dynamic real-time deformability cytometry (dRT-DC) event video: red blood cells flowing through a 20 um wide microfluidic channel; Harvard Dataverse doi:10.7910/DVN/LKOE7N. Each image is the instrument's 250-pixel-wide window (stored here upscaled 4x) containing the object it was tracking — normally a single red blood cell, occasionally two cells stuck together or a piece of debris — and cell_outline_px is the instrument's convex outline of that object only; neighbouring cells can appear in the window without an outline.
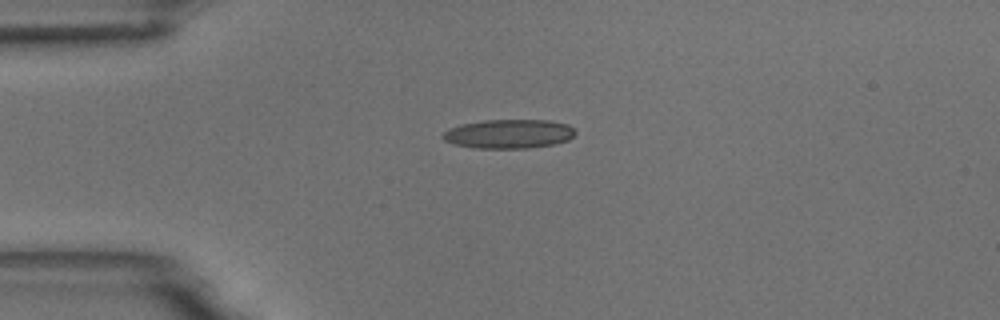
{"species": "common noctule bat (a hibernating species)", "species_latin": "Nyctalus noctula", "temperature_condition": "room temperature", "stored_images_in_passage": 42, "camera_frame_rate_fps": 3000, "um_per_image_px": 0.085, "animal": {"sex": "male", "body_mass_g": 18.8}, "frame": {"image": 1, "passage_image": 1, "time_ms": 0.0, "image_size_px": [1000, 320], "cell_outline_px": [[576, 132], [568, 140], [556, 144], [528, 148], [476, 148], [452, 144], [444, 140], [440, 136], [448, 128], [464, 124], [484, 120], [548, 120], [568, 124]], "centroid_in_image_um": [43.24, 11.38], "position_along_channel_um": 41.8, "area_um2": 22.48}}
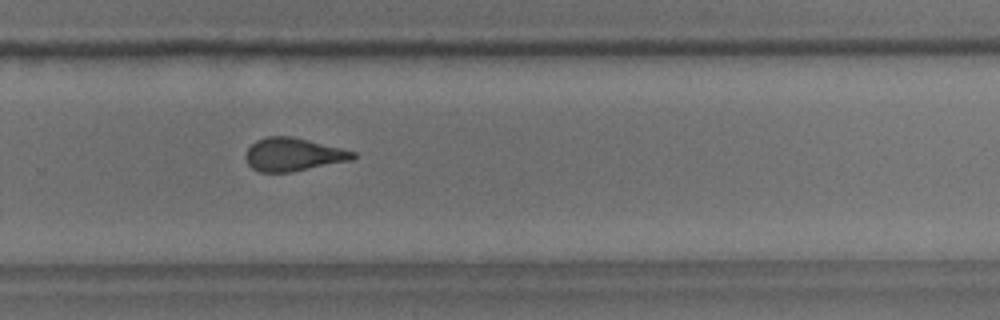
{"frame": {"image": 2, "passage_image": 24, "time_ms": 7.667, "image_size_px": [1000, 320], "cell_outline_px": [[356, 156], [352, 160], [292, 172], [260, 172], [252, 168], [248, 164], [244, 156], [248, 148], [256, 140], [268, 136], [292, 136], [356, 152]], "centroid_in_image_um": [24.9, 13.14], "position_along_channel_um": 304.9, "area_um2": 20.69}}
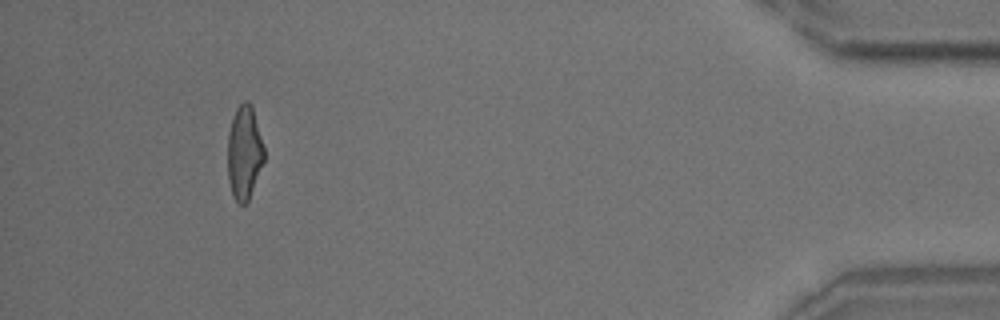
{"frame": {"image": 3, "passage_image": 38, "time_ms": 12.333, "image_size_px": [1000, 320], "cell_outline_px": [[264, 160], [248, 200], [244, 204], [240, 204], [232, 196], [228, 180], [228, 132], [236, 108], [244, 100], [248, 100], [252, 104], [264, 148]], "centroid_in_image_um": [20.76, 12.94], "position_along_channel_um": 414.4, "area_um2": 19.83}, "authors_computed_cell_mechanics": {"area_um2": 20.8658, "velocity_mm_per_s": 3.7334, "shape_relaxation_time_tau1_ms": 8.9619, "shape_relaxation_time_tau2_ms": 1.7101, "deformation_change_tau1": 0.2244, "deformation_change_tau2": 0.1066}}